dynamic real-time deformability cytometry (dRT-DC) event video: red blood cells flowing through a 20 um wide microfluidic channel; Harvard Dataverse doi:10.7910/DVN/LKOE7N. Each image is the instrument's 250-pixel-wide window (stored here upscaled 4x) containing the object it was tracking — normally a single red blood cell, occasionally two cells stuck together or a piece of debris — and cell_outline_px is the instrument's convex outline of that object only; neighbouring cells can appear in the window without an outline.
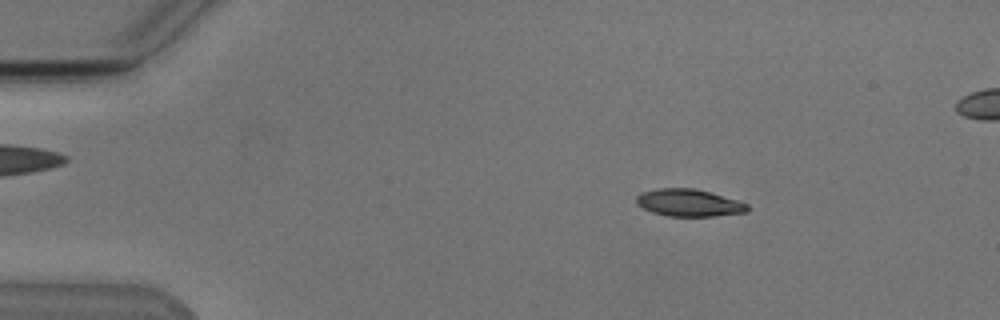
{"species": "Egyptian fruit bat (a non-hibernating species)", "species_latin": "Rousettus aegyptiacus", "temperature_condition": "cold", "stored_images_in_passage": 54, "segment_of_instrument_passage": [1, 2], "camera_frame_rate_fps": 3000, "um_per_image_px": 0.085, "animal": {"sex": "male"}, "frame": {"image": 1, "passage_image": 8, "time_ms": 2.333, "image_size_px": [1000, 320], "cell_outline_px": [[748, 212], [712, 216], [668, 216], [652, 212], [636, 204], [636, 196], [640, 192], [656, 188], [692, 188], [708, 192], [736, 200], [748, 204]], "centroid_in_image_um": [58.51, 17.23], "position_along_channel_um": 26.5, "area_um2": 17.51}}
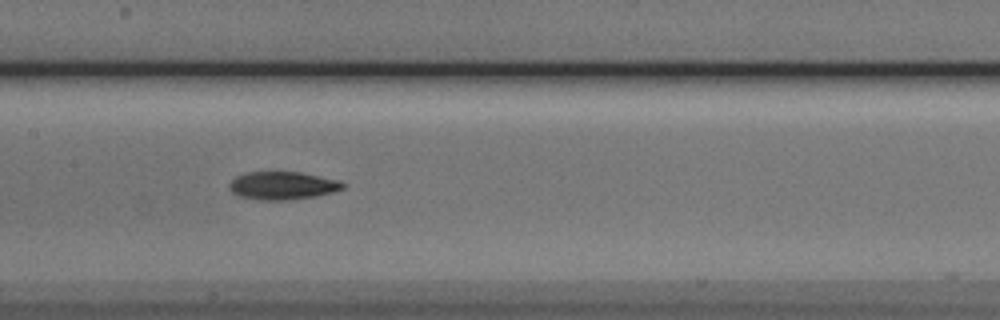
{"frame": {"image": 2, "passage_image": 26, "time_ms": 8.333, "image_size_px": [1000, 320], "cell_outline_px": [[344, 188], [332, 192], [316, 196], [288, 200], [260, 200], [240, 196], [232, 192], [228, 188], [228, 184], [236, 176], [248, 172], [300, 172], [340, 180], [344, 184]], "centroid_in_image_um": [24.01, 15.77], "position_along_channel_um": 183.4, "area_um2": 18.5}}
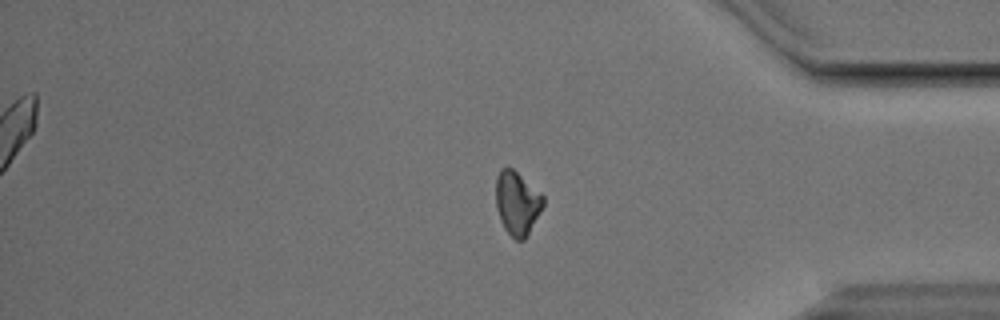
{"frame": {"image": 3, "passage_image": 44, "time_ms": 14.333, "image_size_px": [1000, 320], "cell_outline_px": [[544, 204], [524, 240], [516, 240], [504, 228], [500, 220], [496, 208], [496, 176], [500, 168], [512, 168], [544, 196]], "centroid_in_image_um": [43.93, 17.25], "position_along_channel_um": 391.3, "area_um2": 17.28}}